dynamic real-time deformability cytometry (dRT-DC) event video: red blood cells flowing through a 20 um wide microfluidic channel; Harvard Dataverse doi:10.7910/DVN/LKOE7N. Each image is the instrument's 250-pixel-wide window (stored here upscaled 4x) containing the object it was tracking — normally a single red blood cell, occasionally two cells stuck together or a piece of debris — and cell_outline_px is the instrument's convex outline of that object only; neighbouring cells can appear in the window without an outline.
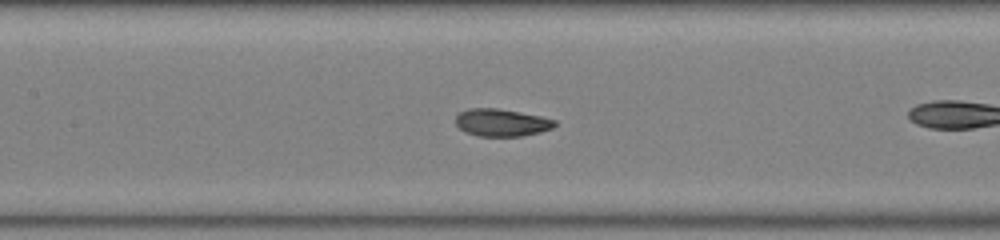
{"species": "common noctule bat (a hibernating species)", "species_latin": "Nyctalus noctula", "temperature_condition": "warm", "stored_images_in_passage": 34, "camera_frame_rate_fps": 3000, "um_per_image_px": 0.085, "animal": {"sex": "male", "body_mass_g": 19.0, "forearm_length_mm": 50.8}, "frame": {"image": 1, "passage_image": 20, "time_ms": 6.333, "image_size_px": [1000, 240], "cell_outline_px": [[556, 124], [552, 128], [540, 132], [520, 136], [476, 136], [464, 132], [456, 124], [456, 116], [460, 112], [468, 108], [496, 108], [540, 116], [556, 120]], "centroid_in_image_um": [42.61, 10.42], "position_along_channel_um": 164.8, "area_um2": 15.78}}
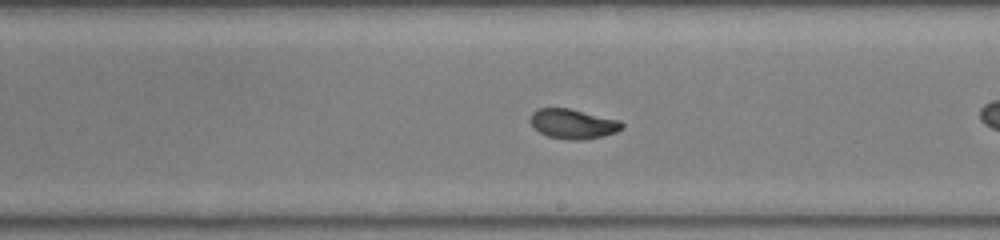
{"frame": {"image": 2, "passage_image": 25, "time_ms": 8.0, "image_size_px": [1000, 240], "cell_outline_px": [[624, 128], [616, 132], [584, 140], [568, 140], [548, 136], [540, 132], [532, 124], [532, 112], [536, 108], [568, 108], [620, 120], [624, 124]], "centroid_in_image_um": [48.74, 10.53], "position_along_channel_um": 240.3, "area_um2": 15.72}}